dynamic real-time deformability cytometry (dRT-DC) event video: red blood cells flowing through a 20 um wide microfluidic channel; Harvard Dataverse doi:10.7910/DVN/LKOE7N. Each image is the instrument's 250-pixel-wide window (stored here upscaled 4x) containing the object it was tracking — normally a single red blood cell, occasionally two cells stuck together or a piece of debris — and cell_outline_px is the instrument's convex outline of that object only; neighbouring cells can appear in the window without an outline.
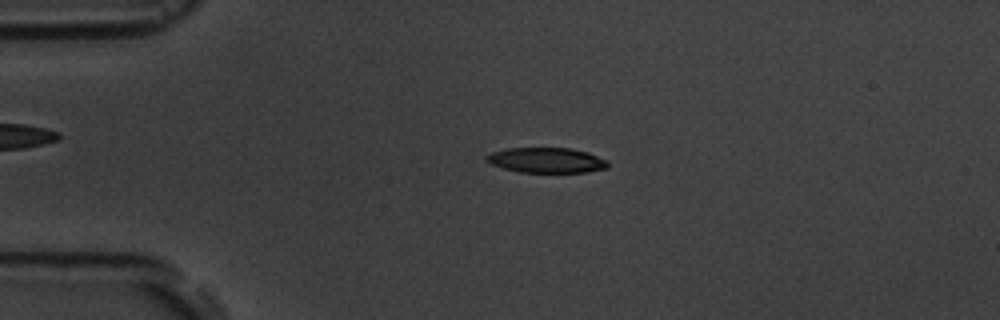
{"species": "common noctule bat (a hibernating species)", "species_latin": "Nyctalus noctula", "temperature_condition": "room temperature", "stored_images_in_passage": 4, "camera_frame_rate_fps": 3000, "um_per_image_px": 0.085, "animal": {"sex": "male", "body_mass_g": 19.5, "forearm_length_mm": 54.6}, "frame": {"image": 1, "passage_image": 3, "time_ms": 2.333, "image_size_px": [1000, 320], "cell_outline_px": [[608, 168], [588, 172], [520, 172], [504, 168], [492, 164], [484, 160], [484, 156], [492, 152], [504, 148], [572, 148], [588, 152], [608, 160]], "centroid_in_image_um": [46.46, 13.61], "position_along_channel_um": 38.5, "area_um2": 17.98}}